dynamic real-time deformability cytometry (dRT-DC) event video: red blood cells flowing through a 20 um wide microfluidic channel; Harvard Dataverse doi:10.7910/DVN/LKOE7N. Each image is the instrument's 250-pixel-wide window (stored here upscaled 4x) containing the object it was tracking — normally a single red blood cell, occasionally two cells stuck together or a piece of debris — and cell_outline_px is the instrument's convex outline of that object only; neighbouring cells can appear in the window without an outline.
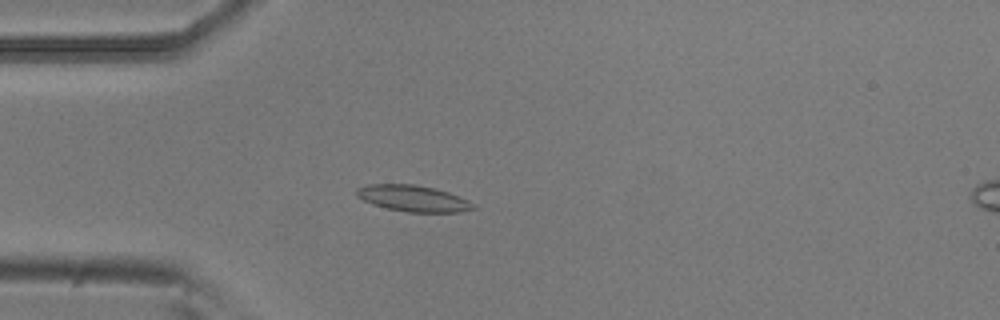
{"species": "common noctule bat (a hibernating species)", "species_latin": "Nyctalus noctula", "temperature_condition": "room temperature", "stored_images_in_passage": 24, "camera_frame_rate_fps": 3000, "um_per_image_px": 0.085, "animal": {"sex": "male", "body_mass_g": 20.5, "forearm_length_mm": 52.5}, "frame": {"image": 1, "passage_image": 15, "time_ms": 4.667, "image_size_px": [1000, 320], "cell_outline_px": [[476, 208], [460, 212], [408, 212], [388, 208], [364, 200], [356, 196], [356, 188], [368, 184], [412, 184], [432, 188], [448, 192], [468, 200]], "centroid_in_image_um": [35.1, 16.86], "position_along_channel_um": 49.9, "area_um2": 17.51}}
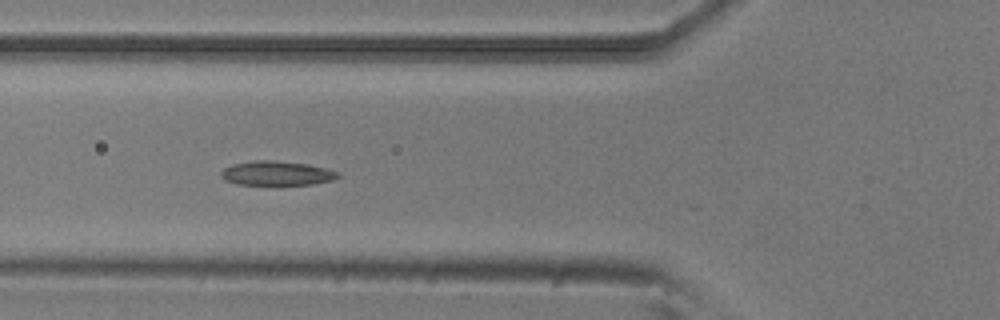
{"frame": {"image": 2, "passage_image": 20, "time_ms": 6.333, "image_size_px": [1000, 320], "cell_outline_px": [[340, 176], [332, 180], [312, 184], [276, 188], [236, 184], [224, 180], [220, 176], [220, 172], [224, 168], [232, 164], [256, 160], [272, 160], [308, 164], [340, 172]], "centroid_in_image_um": [23.48, 14.78], "position_along_channel_um": 102.3, "area_um2": 17.57}}
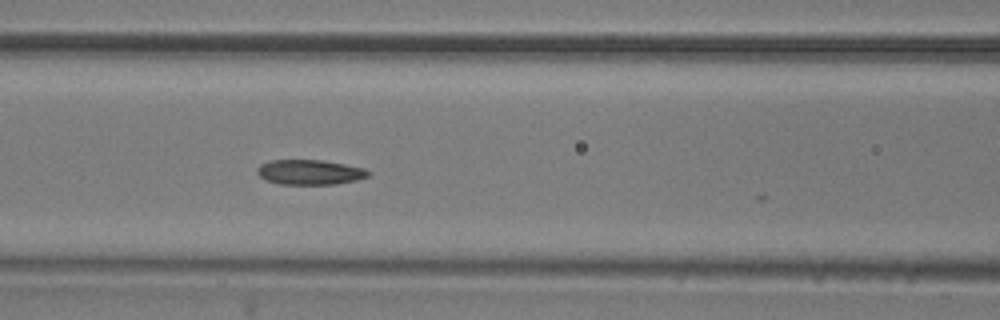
{"frame": {"image": 3, "passage_image": 23, "time_ms": 7.333, "image_size_px": [1000, 320], "cell_outline_px": [[372, 172], [368, 176], [356, 180], [336, 184], [280, 184], [264, 180], [256, 172], [256, 168], [260, 164], [268, 160], [320, 160], [344, 164], [364, 168]], "centroid_in_image_um": [26.3, 14.63], "position_along_channel_um": 140.3, "area_um2": 16.24}}